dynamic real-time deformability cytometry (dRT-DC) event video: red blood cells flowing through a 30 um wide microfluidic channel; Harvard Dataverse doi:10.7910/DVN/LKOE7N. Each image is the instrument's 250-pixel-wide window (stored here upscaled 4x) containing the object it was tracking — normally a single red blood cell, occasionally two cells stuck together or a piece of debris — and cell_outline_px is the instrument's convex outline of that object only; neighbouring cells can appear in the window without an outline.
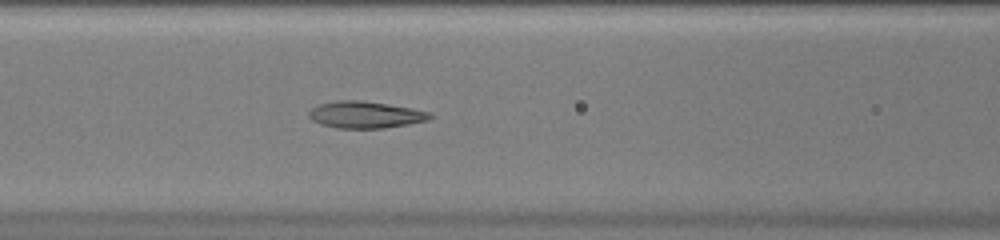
{"species": "common noctule bat (a hibernating species)", "species_latin": "Nyctalus noctula", "temperature_condition": "warm", "stored_images_in_passage": 51, "camera_frame_rate_fps": 3000, "um_per_image_px": 0.085, "animal": {"sex": "female", "body_mass_g": 20.0, "forearm_length_mm": 54.0}, "frame": {"image": 1, "passage_image": 22, "time_ms": 7.0, "image_size_px": [1000, 240], "cell_outline_px": [[432, 116], [428, 120], [408, 124], [384, 128], [336, 128], [320, 124], [312, 120], [308, 116], [308, 112], [312, 108], [320, 104], [336, 100], [360, 100], [388, 104], [412, 108], [432, 112]], "centroid_in_image_um": [31.05, 9.75], "position_along_channel_um": 135.6, "area_um2": 18.96}}
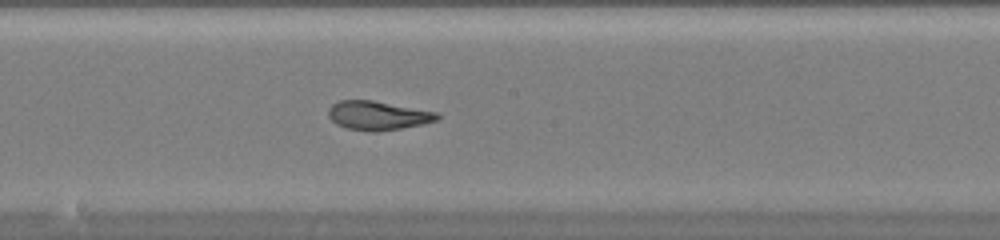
{"frame": {"image": 2, "passage_image": 28, "time_ms": 9.0, "image_size_px": [1000, 240], "cell_outline_px": [[440, 116], [436, 120], [424, 124], [376, 132], [372, 132], [348, 128], [336, 124], [328, 116], [328, 108], [332, 104], [340, 100], [372, 100], [440, 112]], "centroid_in_image_um": [32.13, 9.81], "position_along_channel_um": 216.1, "area_um2": 18.44}}
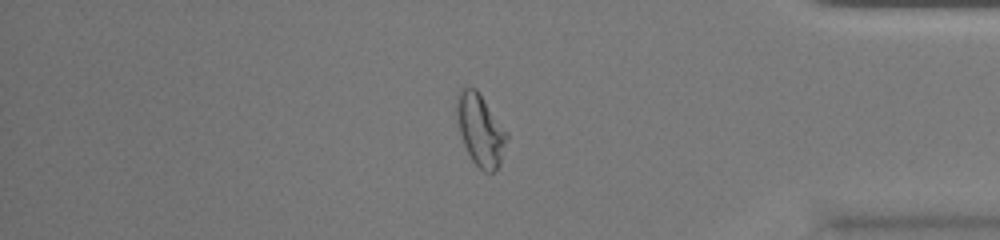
{"frame": {"image": 3, "passage_image": 43, "time_ms": 14.0, "image_size_px": [1000, 240], "cell_outline_px": [[508, 136], [500, 164], [492, 172], [484, 172], [472, 160], [464, 144], [460, 132], [456, 116], [456, 100], [460, 92], [464, 88], [476, 88], [508, 132]], "centroid_in_image_um": [40.84, 11.04], "position_along_channel_um": 394.4, "area_um2": 20.63}, "authors_computed_cell_mechanics": {"area_um2": 20.9814, "velocity_mm_per_s": 4.041, "shape_relaxation_time_tau1_ms": null, "shape_relaxation_time_tau2_ms": 1.372, "deformation_change_tau1": null, "deformation_change_tau2": 0.0896}}